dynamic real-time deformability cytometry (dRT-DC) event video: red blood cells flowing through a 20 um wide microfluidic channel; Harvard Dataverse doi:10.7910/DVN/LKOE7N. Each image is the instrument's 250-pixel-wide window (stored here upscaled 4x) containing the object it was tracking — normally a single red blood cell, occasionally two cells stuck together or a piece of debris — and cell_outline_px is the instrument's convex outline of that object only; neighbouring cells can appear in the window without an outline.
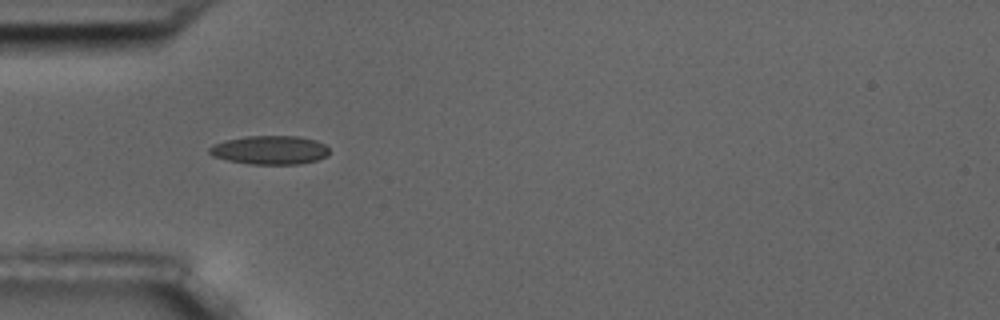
{"species": "common noctule bat (a hibernating species)", "species_latin": "Nyctalus noctula", "temperature_condition": "room temperature", "stored_images_in_passage": 5, "camera_frame_rate_fps": 3000, "um_per_image_px": 0.085, "animal": {"sex": "male", "body_mass_g": 17.5, "forearm_length_mm": 52.3}, "frame": {"image": 1, "passage_image": 1, "time_ms": 0.0, "image_size_px": [1000, 320], "cell_outline_px": [[328, 156], [316, 160], [300, 164], [252, 164], [228, 160], [212, 156], [208, 152], [208, 148], [212, 144], [228, 140], [248, 136], [300, 136], [316, 140], [324, 144], [328, 148]], "centroid_in_image_um": [22.95, 12.75], "position_along_channel_um": 62.1, "area_um2": 20.06}}
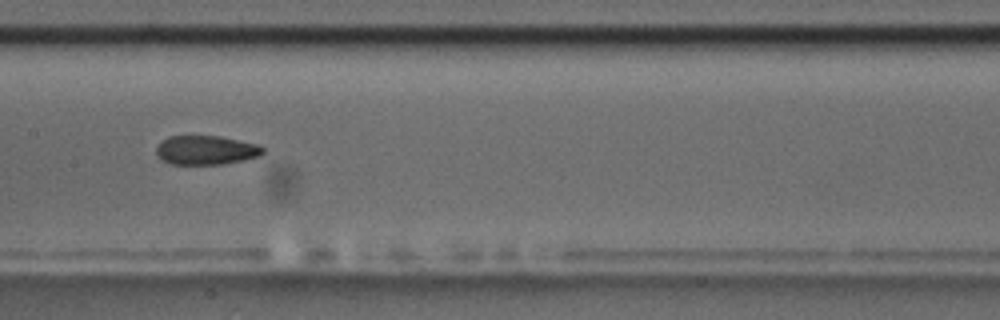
{"frame": {"image": 2, "passage_image": 4, "time_ms": 3.667, "image_size_px": [1000, 320], "cell_outline_px": [[264, 152], [260, 156], [220, 164], [172, 164], [164, 160], [156, 152], [156, 148], [160, 140], [168, 136], [220, 136], [260, 144], [264, 148]], "centroid_in_image_um": [17.53, 12.74], "position_along_channel_um": 189.9, "area_um2": 18.03}}
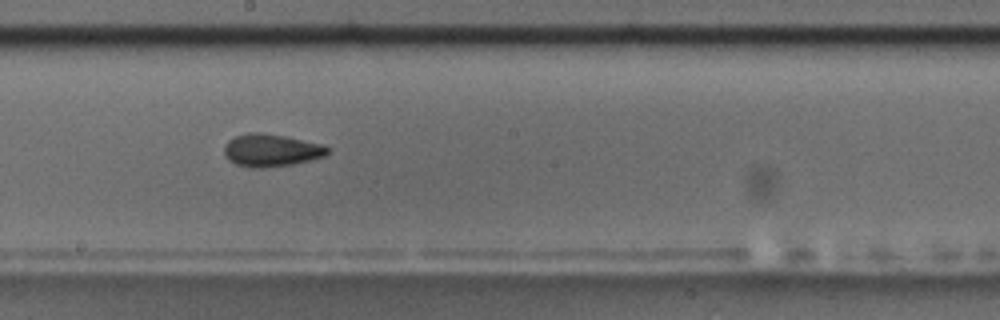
{"frame": {"image": 3, "passage_image": 5, "time_ms": 4.667, "image_size_px": [1000, 320], "cell_outline_px": [[328, 152], [324, 156], [292, 164], [264, 168], [248, 168], [236, 164], [228, 160], [224, 156], [224, 144], [228, 140], [236, 136], [248, 132], [260, 132], [284, 136], [324, 144], [328, 148]], "centroid_in_image_um": [23.0, 12.77], "position_along_channel_um": 225.2, "area_um2": 19.71}}